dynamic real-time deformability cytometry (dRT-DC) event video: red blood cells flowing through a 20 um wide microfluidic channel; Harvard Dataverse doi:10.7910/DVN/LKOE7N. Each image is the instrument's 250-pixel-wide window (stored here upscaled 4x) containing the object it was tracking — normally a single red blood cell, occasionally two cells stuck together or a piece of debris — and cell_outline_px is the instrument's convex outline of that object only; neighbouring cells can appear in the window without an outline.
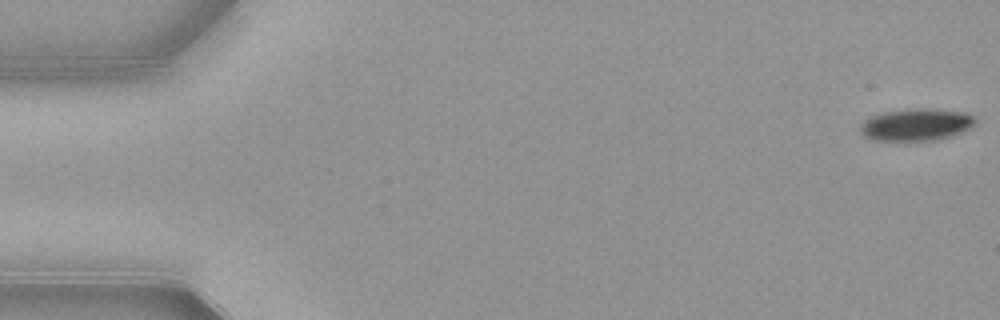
{"species": "common noctule bat (a hibernating species)", "species_latin": "Nyctalus noctula", "temperature_condition": "warm", "stored_images_in_passage": 53, "camera_frame_rate_fps": 3000, "um_per_image_px": 0.085, "animal": {"sex": "female", "body_mass_g": 21.9}, "frame": {"image": 1, "passage_image": 1, "time_ms": 0.0, "image_size_px": [1000, 320], "cell_outline_px": [[976, 124], [972, 128], [964, 132], [952, 136], [936, 140], [872, 140], [864, 136], [860, 132], [860, 124], [864, 120], [872, 116], [884, 112], [916, 108], [928, 108], [968, 112], [976, 120]], "centroid_in_image_um": [77.93, 10.59], "position_along_channel_um": 7.1, "area_um2": 21.79}}
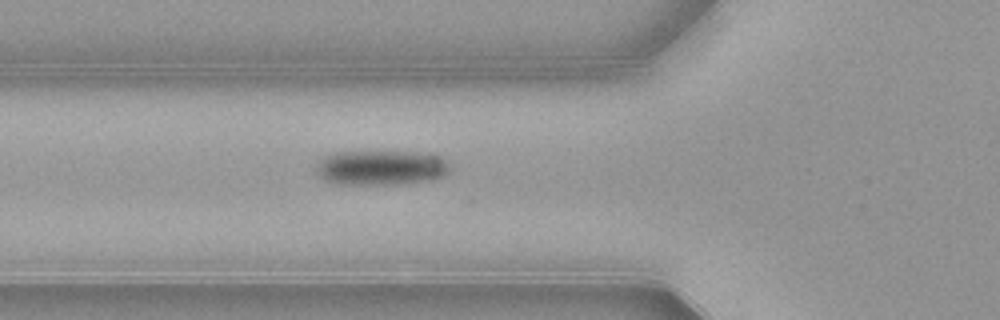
{"frame": {"image": 2, "passage_image": 19, "time_ms": 6.0, "image_size_px": [1000, 320], "cell_outline_px": [[452, 168], [444, 176], [432, 180], [396, 184], [336, 184], [324, 180], [320, 176], [316, 168], [316, 164], [324, 156], [336, 152], [432, 152], [448, 160], [452, 164]], "centroid_in_image_um": [32.47, 14.24], "position_along_channel_um": 93.3, "area_um2": 27.63}}
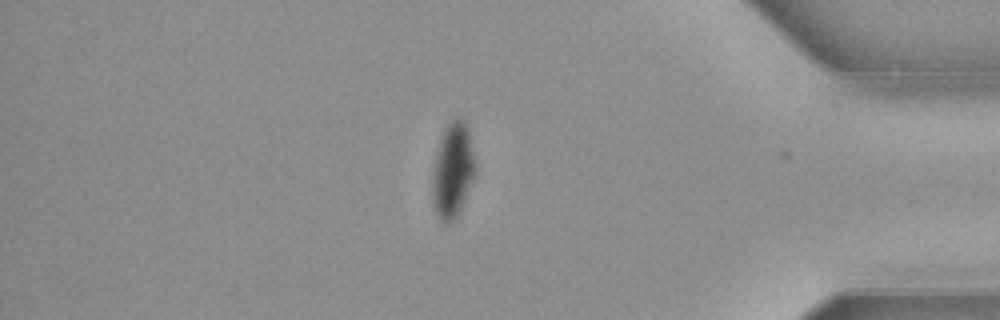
{"frame": {"image": 3, "passage_image": 45, "time_ms": 14.667, "image_size_px": [1000, 320], "cell_outline_px": [[476, 176], [456, 216], [448, 224], [444, 224], [440, 220], [432, 204], [432, 172], [440, 140], [444, 128], [452, 120], [464, 120], [468, 128], [476, 164]], "centroid_in_image_um": [38.49, 14.51], "position_along_channel_um": 396.7, "area_um2": 23.7}, "authors_computed_cell_mechanics": {"area_um2": 25.0852, "velocity_mm_per_s": 3.8947, "shape_relaxation_time_tau1_ms": 2.6684, "shape_relaxation_time_tau2_ms": null, "deformation_change_tau1": 0.1072, "deformation_change_tau2": null}}